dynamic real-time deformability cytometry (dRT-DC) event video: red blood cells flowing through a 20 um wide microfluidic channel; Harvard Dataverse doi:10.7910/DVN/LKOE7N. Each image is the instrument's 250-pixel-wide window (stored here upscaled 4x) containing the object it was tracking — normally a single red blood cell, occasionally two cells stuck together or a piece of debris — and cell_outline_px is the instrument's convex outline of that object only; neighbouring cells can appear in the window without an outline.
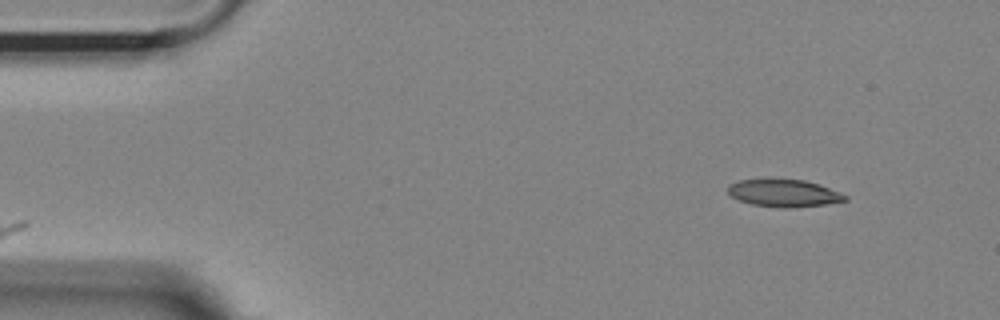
{"species": "Egyptian fruit bat (a non-hibernating species)", "species_latin": "Rousettus aegyptiacus", "temperature_condition": "room temperature", "stored_images_in_passage": 50, "camera_frame_rate_fps": 3000, "um_per_image_px": 0.085, "animal": {"sex": "female"}, "frame": {"image": 1, "passage_image": 1, "time_ms": 0.0, "image_size_px": [1000, 320], "cell_outline_px": [[848, 200], [828, 204], [792, 208], [780, 208], [752, 204], [740, 200], [732, 196], [728, 192], [728, 184], [740, 180], [804, 180], [820, 184], [840, 192], [848, 196]], "centroid_in_image_um": [66.69, 16.43], "position_along_channel_um": 18.3, "area_um2": 18.61}}
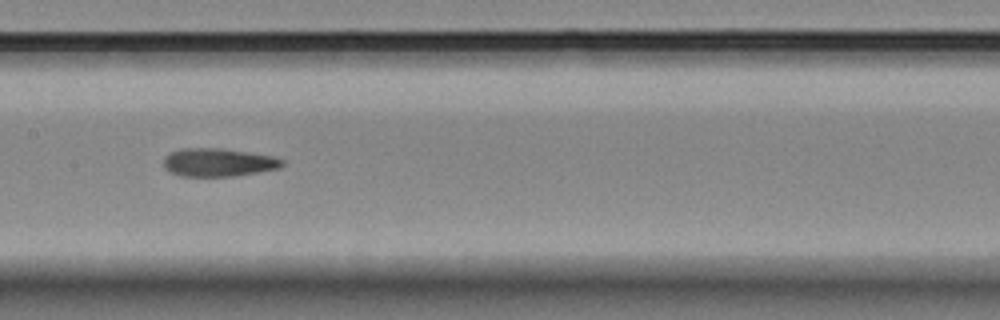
{"frame": {"image": 2, "passage_image": 22, "time_ms": 7.0, "image_size_px": [1000, 320], "cell_outline_px": [[284, 164], [280, 168], [236, 176], [180, 176], [164, 168], [164, 156], [180, 148], [220, 148], [272, 156], [284, 160]], "centroid_in_image_um": [18.55, 13.8], "position_along_channel_um": 188.9, "area_um2": 19.42}}
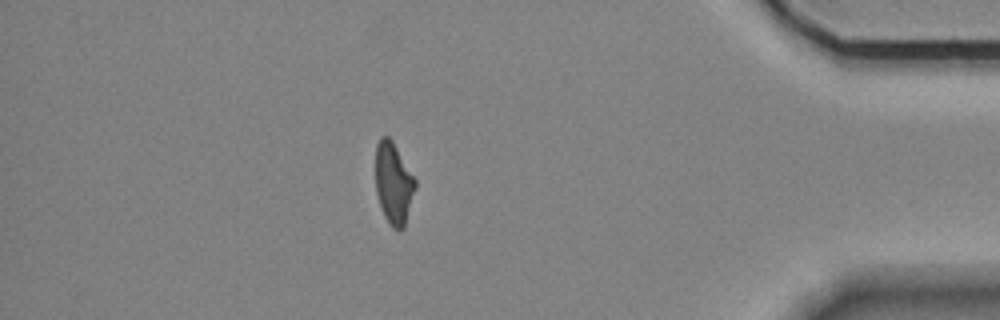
{"frame": {"image": 3, "passage_image": 43, "time_ms": 14.0, "image_size_px": [1000, 320], "cell_outline_px": [[416, 188], [404, 228], [400, 232], [392, 228], [388, 224], [384, 216], [376, 192], [376, 144], [380, 136], [388, 136], [392, 140], [416, 180]], "centroid_in_image_um": [33.45, 15.61], "position_along_channel_um": 401.7, "area_um2": 19.02}, "authors_computed_cell_mechanics": {"area_um2": 19.6809, "velocity_mm_per_s": 3.6252, "shape_relaxation_time_tau1_ms": 7.4601, "shape_relaxation_time_tau2_ms": 3.0703, "deformation_change_tau1": 0.1898, "deformation_change_tau2": 0.1217}}